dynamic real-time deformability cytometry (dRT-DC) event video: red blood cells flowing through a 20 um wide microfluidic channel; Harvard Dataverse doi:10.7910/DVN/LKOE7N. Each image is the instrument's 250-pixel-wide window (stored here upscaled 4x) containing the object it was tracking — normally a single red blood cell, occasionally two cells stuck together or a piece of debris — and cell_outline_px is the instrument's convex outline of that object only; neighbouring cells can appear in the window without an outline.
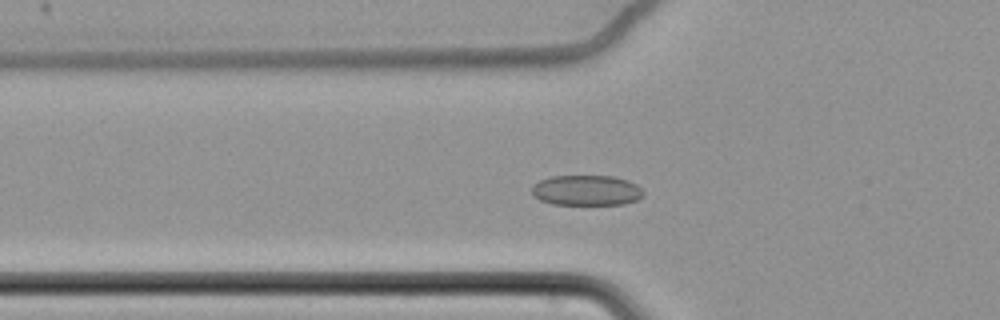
{"species": "common noctule bat (a hibernating species)", "species_latin": "Nyctalus noctula", "temperature_condition": "cold", "stored_images_in_passage": 58, "camera_frame_rate_fps": 3000, "um_per_image_px": 0.085, "animal": {"sex": "female", "body_mass_g": 22.7, "forearm_length_mm": 54.2}, "frame": {"image": 1, "passage_image": 19, "time_ms": 6.0, "image_size_px": [1000, 320], "cell_outline_px": [[644, 196], [636, 200], [624, 204], [552, 204], [540, 200], [532, 196], [532, 184], [540, 180], [552, 176], [612, 176], [628, 180], [636, 184], [644, 192]], "centroid_in_image_um": [49.83, 16.18], "position_along_channel_um": 76.0, "area_um2": 19.83}}
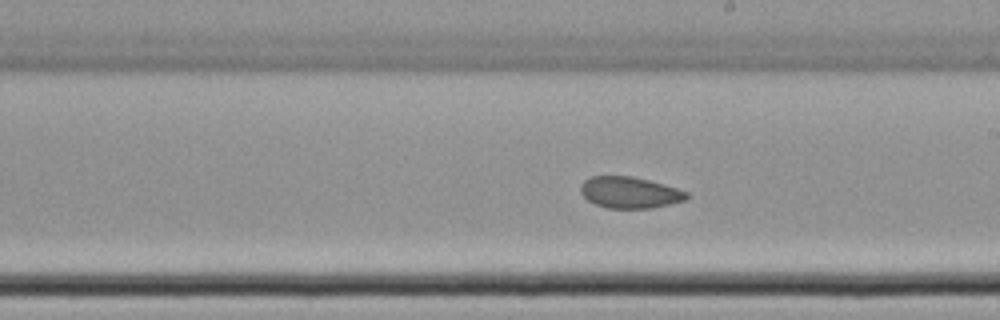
{"frame": {"image": 2, "passage_image": 33, "time_ms": 10.667, "image_size_px": [1000, 320], "cell_outline_px": [[688, 200], [652, 208], [608, 208], [596, 204], [588, 200], [580, 192], [580, 184], [584, 180], [592, 176], [632, 176], [664, 184], [688, 192]], "centroid_in_image_um": [53.53, 16.36], "position_along_channel_um": 235.5, "area_um2": 19.42}}
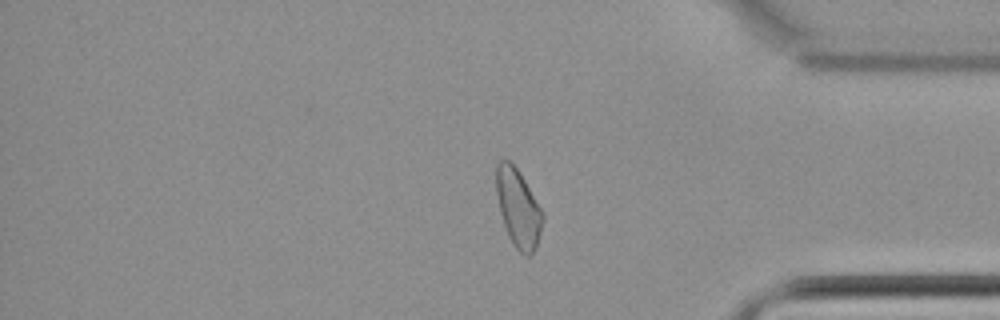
{"frame": {"image": 3, "passage_image": 48, "time_ms": 15.667, "image_size_px": [1000, 320], "cell_outline_px": [[544, 220], [536, 248], [528, 256], [524, 256], [512, 244], [508, 236], [500, 212], [496, 192], [496, 164], [500, 160], [508, 160], [516, 168], [524, 180], [544, 212]], "centroid_in_image_um": [44.06, 17.72], "position_along_channel_um": 391.1, "area_um2": 21.1}, "authors_computed_cell_mechanics": {"area_um2": 20.7791, "velocity_mm_per_s": 3.4477, "shape_relaxation_time_tau1_ms": null, "shape_relaxation_time_tau2_ms": 5.3916, "deformation_change_tau1": null, "deformation_change_tau2": 0.0842}}